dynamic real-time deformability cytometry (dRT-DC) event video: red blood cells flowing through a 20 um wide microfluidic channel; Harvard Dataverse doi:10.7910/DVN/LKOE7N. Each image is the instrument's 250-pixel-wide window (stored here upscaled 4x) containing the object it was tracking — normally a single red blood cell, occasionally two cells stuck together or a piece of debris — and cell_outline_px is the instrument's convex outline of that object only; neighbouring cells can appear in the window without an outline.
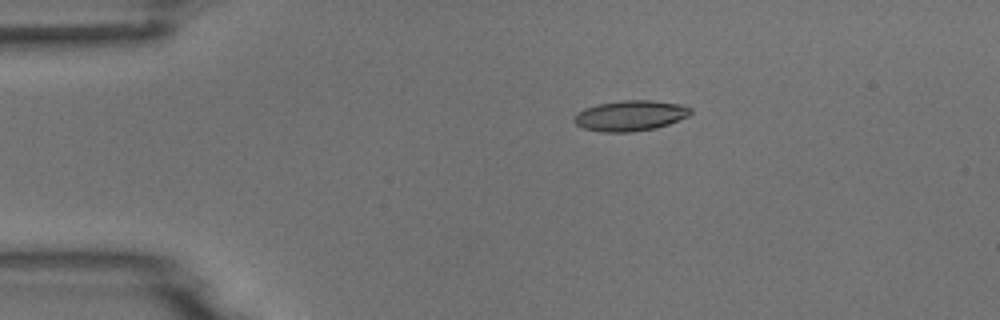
{"species": "common noctule bat (a hibernating species)", "species_latin": "Nyctalus noctula", "temperature_condition": "room temperature", "stored_images_in_passage": 3, "camera_frame_rate_fps": 3000, "um_per_image_px": 0.085, "animal": {"sex": "male", "body_mass_g": 18.8}, "frame": {"image": 1, "passage_image": 1, "time_ms": 0.0, "image_size_px": [1000, 320], "cell_outline_px": [[692, 112], [688, 116], [668, 124], [656, 128], [632, 132], [600, 132], [584, 128], [576, 124], [572, 120], [572, 116], [584, 108], [596, 104], [620, 100], [652, 100], [684, 104], [692, 108]], "centroid_in_image_um": [53.56, 9.82], "position_along_channel_um": 31.4, "area_um2": 21.04}}
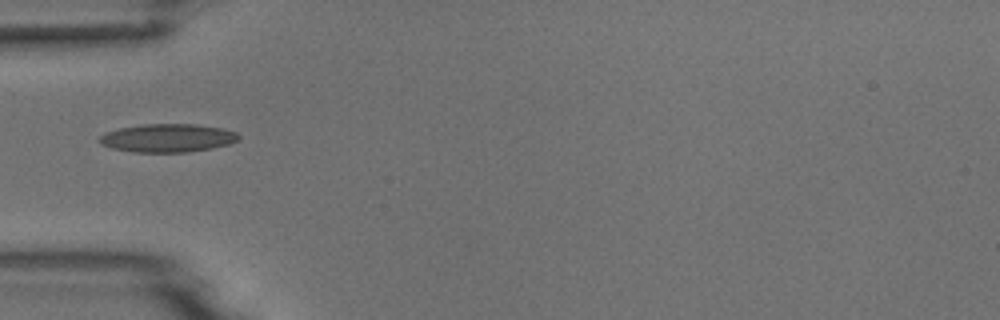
{"frame": {"image": 2, "passage_image": 3, "time_ms": 2.333, "image_size_px": [1000, 320], "cell_outline_px": [[240, 136], [236, 140], [228, 144], [212, 148], [188, 152], [132, 152], [112, 148], [100, 144], [96, 140], [104, 132], [120, 128], [144, 124], [196, 124], [220, 128], [236, 132]], "centroid_in_image_um": [14.19, 11.73], "position_along_channel_um": 70.8, "area_um2": 22.95}}